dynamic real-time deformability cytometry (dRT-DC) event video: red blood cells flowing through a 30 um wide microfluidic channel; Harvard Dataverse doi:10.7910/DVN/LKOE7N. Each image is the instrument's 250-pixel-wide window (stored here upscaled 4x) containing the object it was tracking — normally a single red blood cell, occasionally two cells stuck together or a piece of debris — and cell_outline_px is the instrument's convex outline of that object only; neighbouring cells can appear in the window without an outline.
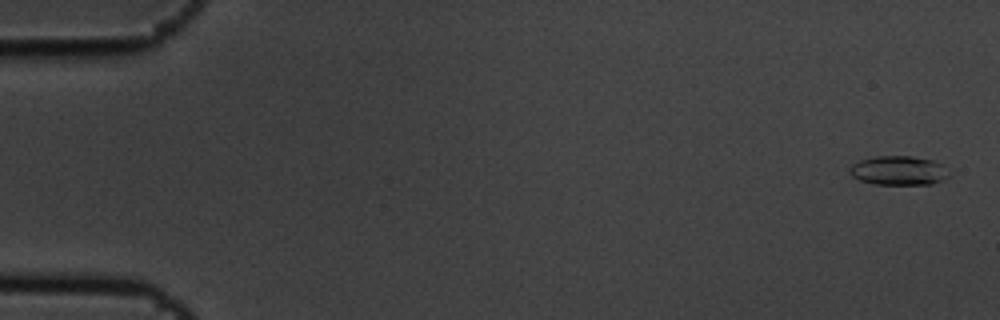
{"species": "common noctule bat (a hibernating species)", "species_latin": "Nyctalus noctula", "temperature_condition": "cold", "stored_images_in_passage": 6, "camera_frame_rate_fps": 3000, "um_per_image_px": 0.085, "animal": {"sex": "male", "body_mass_g": 19.5, "forearm_length_mm": 54.6}, "frame": {"image": 1, "passage_image": 1, "time_ms": 0.0, "image_size_px": [1000, 320], "cell_outline_px": [[948, 176], [932, 184], [876, 184], [860, 180], [852, 176], [848, 172], [848, 168], [852, 164], [860, 160], [876, 156], [912, 156], [932, 160], [940, 164]], "centroid_in_image_um": [76.29, 14.49], "position_along_channel_um": 8.7, "area_um2": 16.59}}
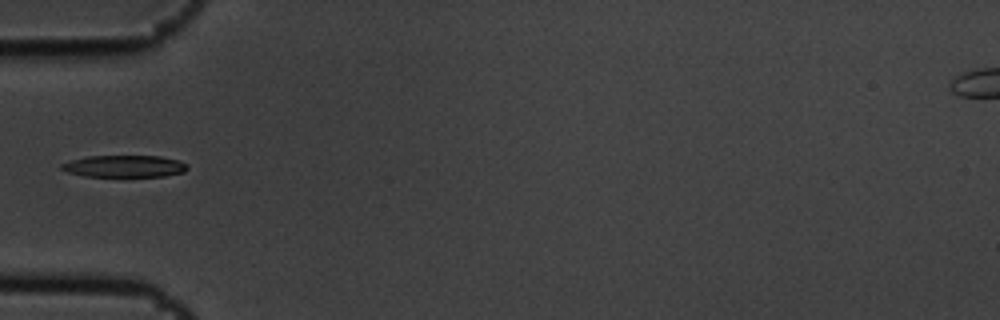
{"frame": {"image": 2, "passage_image": 6, "time_ms": 1.667, "image_size_px": [1000, 320], "cell_outline_px": [[188, 168], [184, 172], [164, 176], [84, 176], [68, 172], [60, 168], [60, 164], [72, 160], [88, 156], [160, 156], [180, 160], [188, 164]], "centroid_in_image_um": [10.61, 14.12], "position_along_channel_um": 74.4, "area_um2": 16.07}}